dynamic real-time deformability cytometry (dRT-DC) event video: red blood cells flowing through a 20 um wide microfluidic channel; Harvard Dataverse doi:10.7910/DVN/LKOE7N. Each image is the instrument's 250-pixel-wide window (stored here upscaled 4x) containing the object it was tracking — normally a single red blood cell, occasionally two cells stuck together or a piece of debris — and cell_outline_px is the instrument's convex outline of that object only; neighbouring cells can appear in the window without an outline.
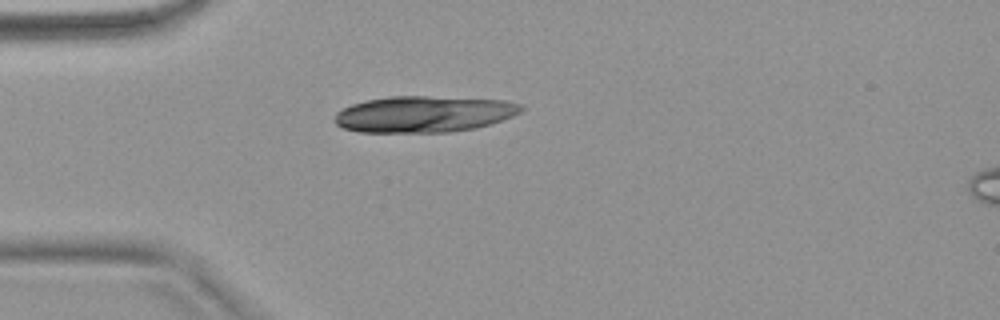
{"species": "common noctule bat (a hibernating species)", "species_latin": "Nyctalus noctula", "temperature_condition": "warm", "stored_images_in_passage": 42, "camera_frame_rate_fps": 3000, "um_per_image_px": 0.085, "animal": {"sex": "female", "body_mass_g": 18.4}, "frame": {"image": 1, "passage_image": 4, "time_ms": 1.0, "image_size_px": [1000, 320], "cell_outline_px": [[524, 108], [520, 112], [512, 116], [476, 128], [448, 132], [360, 132], [344, 128], [336, 124], [336, 112], [352, 104], [368, 100], [388, 96], [428, 96], [504, 100], [520, 104]], "centroid_in_image_um": [36.03, 9.69], "position_along_channel_um": 49.0, "area_um2": 39.19}}